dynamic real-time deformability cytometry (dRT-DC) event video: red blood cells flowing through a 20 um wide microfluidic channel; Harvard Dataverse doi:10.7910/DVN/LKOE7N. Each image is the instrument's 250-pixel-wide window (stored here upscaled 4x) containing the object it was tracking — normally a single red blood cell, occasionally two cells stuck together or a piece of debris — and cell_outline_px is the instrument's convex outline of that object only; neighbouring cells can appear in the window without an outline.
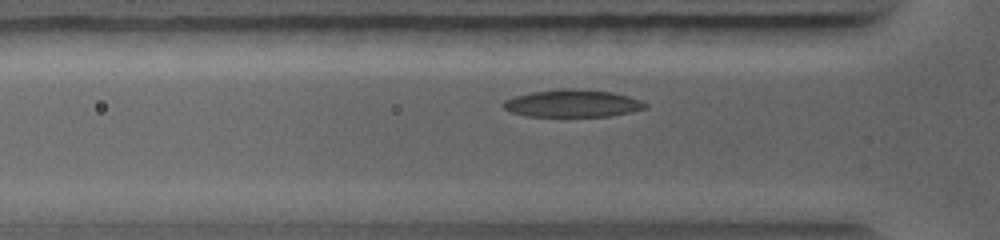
{"species": "common noctule bat (a hibernating species)", "species_latin": "Nyctalus noctula", "temperature_condition": "warm", "stored_images_in_passage": 21, "camera_frame_rate_fps": 5000, "um_per_image_px": 0.085, "animal": {"sex": "female", "body_mass_g": 19.0, "forearm_length_mm": 56.7}, "frame": {"image": 1, "passage_image": 18, "time_ms": 2.6, "image_size_px": [1000, 240], "cell_outline_px": [[648, 108], [608, 116], [524, 116], [512, 112], [504, 108], [500, 104], [504, 100], [512, 96], [532, 92], [560, 88], [572, 88], [612, 92], [628, 96], [640, 100], [648, 104]], "centroid_in_image_um": [48.62, 8.78], "position_along_channel_um": 77.2, "area_um2": 22.77}}